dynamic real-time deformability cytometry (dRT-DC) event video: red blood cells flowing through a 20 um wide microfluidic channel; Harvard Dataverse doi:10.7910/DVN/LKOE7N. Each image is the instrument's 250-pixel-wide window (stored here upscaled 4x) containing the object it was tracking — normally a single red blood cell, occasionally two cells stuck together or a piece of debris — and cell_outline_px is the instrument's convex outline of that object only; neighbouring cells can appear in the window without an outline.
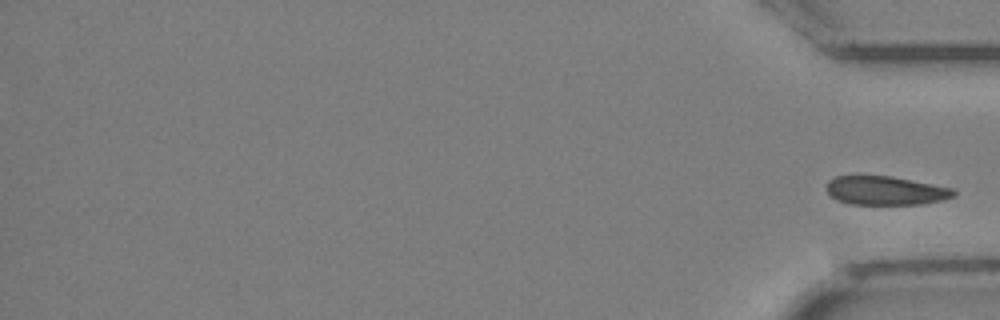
{"species": "Egyptian fruit bat (a non-hibernating species)", "species_latin": "Rousettus aegyptiacus", "temperature_condition": "cold", "stored_images_in_passage": 30, "segment_of_instrument_passage": [2, 2], "camera_frame_rate_fps": 3000, "um_per_image_px": 0.085, "animal": {"sex": "female"}, "frame": {"image": 1, "passage_image": 30, "time_ms": 9.667, "image_size_px": [1000, 320], "cell_outline_px": [[956, 196], [940, 200], [920, 204], [848, 204], [836, 200], [824, 188], [828, 180], [836, 176], [892, 176], [952, 188], [956, 192]], "centroid_in_image_um": [75.23, 16.2], "position_along_channel_um": 360.0, "area_um2": 21.33}}